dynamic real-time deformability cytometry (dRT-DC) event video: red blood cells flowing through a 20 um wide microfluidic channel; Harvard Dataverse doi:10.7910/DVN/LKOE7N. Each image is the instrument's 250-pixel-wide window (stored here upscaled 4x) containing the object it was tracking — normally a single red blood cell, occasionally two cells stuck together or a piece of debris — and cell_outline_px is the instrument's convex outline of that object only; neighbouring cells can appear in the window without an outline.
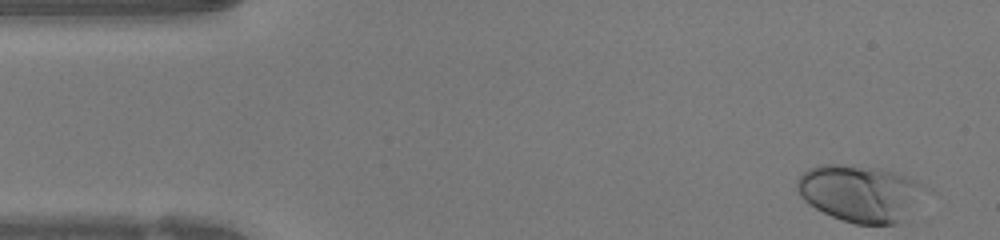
{"species": "human", "species_latin": "Homo sapiens", "temperature_condition": "warm", "stored_images_in_passage": 39, "camera_frame_rate_fps": 3000, "um_per_image_px": 0.085, "donor": {"sex": "female"}, "frame": {"image": 1, "passage_image": 1, "time_ms": 0.0, "image_size_px": [1000, 240], "cell_outline_px": [[932, 188], [896, 224], [856, 224], [832, 216], [816, 208], [804, 200], [800, 196], [796, 188], [796, 180], [808, 168], [820, 164], [840, 164], [876, 168], [896, 172], [916, 180]], "centroid_in_image_um": [73.12, 16.4], "position_along_channel_um": 11.9, "area_um2": 42.31}}
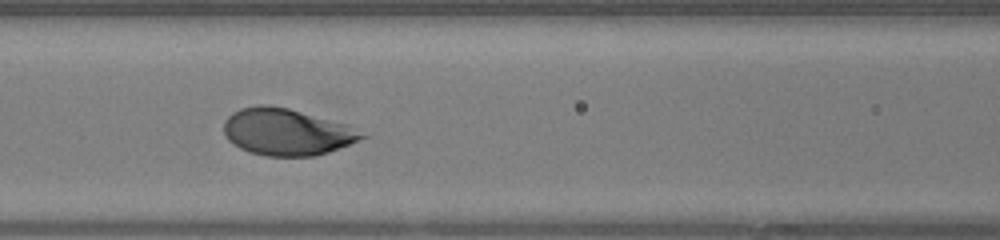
{"frame": {"image": 2, "passage_image": 18, "time_ms": 5.667, "image_size_px": [1000, 240], "cell_outline_px": [[368, 136], [328, 152], [316, 156], [268, 156], [252, 152], [240, 148], [232, 144], [228, 140], [224, 132], [224, 120], [232, 112], [240, 108], [260, 104], [268, 104], [288, 108], [348, 124]], "centroid_in_image_um": [24.34, 11.2], "position_along_channel_um": 142.3, "area_um2": 37.57}}
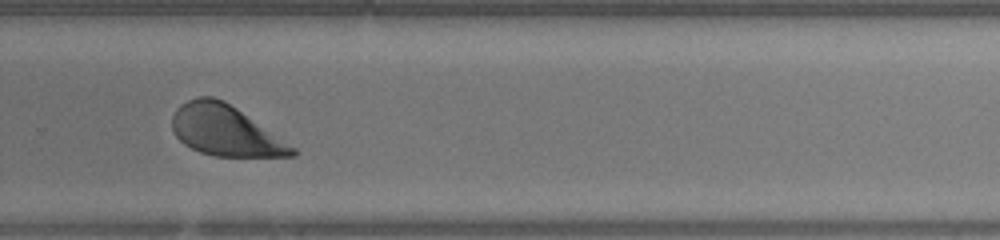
{"frame": {"image": 3, "passage_image": 30, "time_ms": 9.667, "image_size_px": [1000, 240], "cell_outline_px": [[296, 156], [212, 156], [200, 152], [184, 144], [176, 136], [172, 128], [172, 116], [176, 108], [180, 104], [188, 100], [200, 96], [212, 96], [224, 100], [296, 148]], "centroid_in_image_um": [19.11, 11.09], "position_along_channel_um": 310.7, "area_um2": 35.03}, "authors_computed_cell_mechanics": {"area_um2": 37.5122, "velocity_mm_per_s": 4.2296, "shape_relaxation_time_tau1_ms": 2.0525, "shape_relaxation_time_tau2_ms": null, "deformation_change_tau1": 0.1542, "deformation_change_tau2": null}}